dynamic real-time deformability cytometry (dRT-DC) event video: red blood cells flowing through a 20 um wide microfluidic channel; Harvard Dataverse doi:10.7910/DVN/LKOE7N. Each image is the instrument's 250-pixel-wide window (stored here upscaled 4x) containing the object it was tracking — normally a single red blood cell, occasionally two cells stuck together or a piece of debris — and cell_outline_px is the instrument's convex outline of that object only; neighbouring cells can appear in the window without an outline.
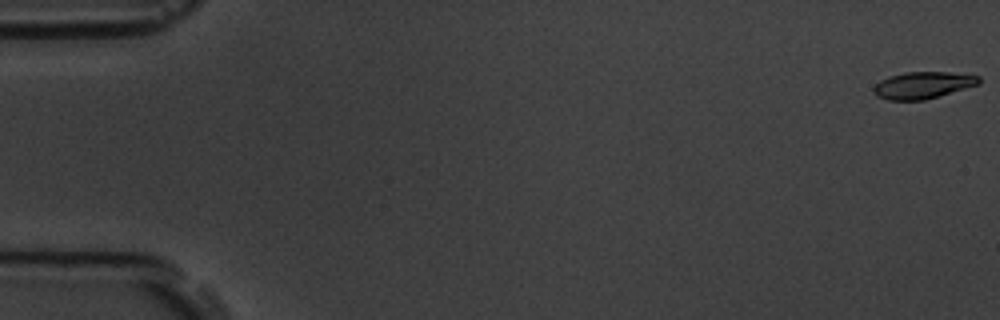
{"species": "common noctule bat (a hibernating species)", "species_latin": "Nyctalus noctula", "temperature_condition": "room temperature", "stored_images_in_passage": 6, "camera_frame_rate_fps": 3000, "um_per_image_px": 0.085, "animal": {"sex": "male", "body_mass_g": 19.5, "forearm_length_mm": 54.6}, "frame": {"image": 1, "passage_image": 1, "time_ms": 0.0, "image_size_px": [1000, 320], "cell_outline_px": [[980, 84], [924, 100], [888, 100], [876, 96], [872, 92], [872, 88], [880, 80], [888, 76], [904, 72], [948, 72], [980, 76]], "centroid_in_image_um": [78.4, 7.24], "position_along_channel_um": 6.6, "area_um2": 16.53}}
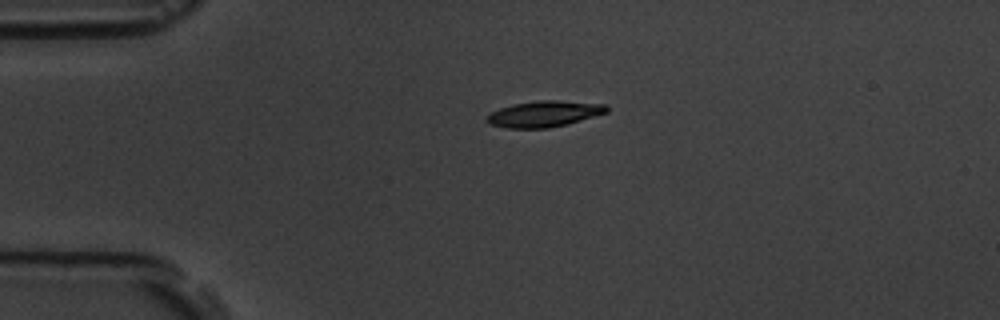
{"frame": {"image": 2, "passage_image": 5, "time_ms": 4.333, "image_size_px": [1000, 320], "cell_outline_px": [[608, 112], [568, 124], [548, 128], [508, 128], [488, 124], [484, 120], [484, 116], [500, 108], [512, 104], [540, 100], [556, 100], [604, 104], [608, 108]], "centroid_in_image_um": [46.2, 9.68], "position_along_channel_um": 38.8, "area_um2": 18.26}}